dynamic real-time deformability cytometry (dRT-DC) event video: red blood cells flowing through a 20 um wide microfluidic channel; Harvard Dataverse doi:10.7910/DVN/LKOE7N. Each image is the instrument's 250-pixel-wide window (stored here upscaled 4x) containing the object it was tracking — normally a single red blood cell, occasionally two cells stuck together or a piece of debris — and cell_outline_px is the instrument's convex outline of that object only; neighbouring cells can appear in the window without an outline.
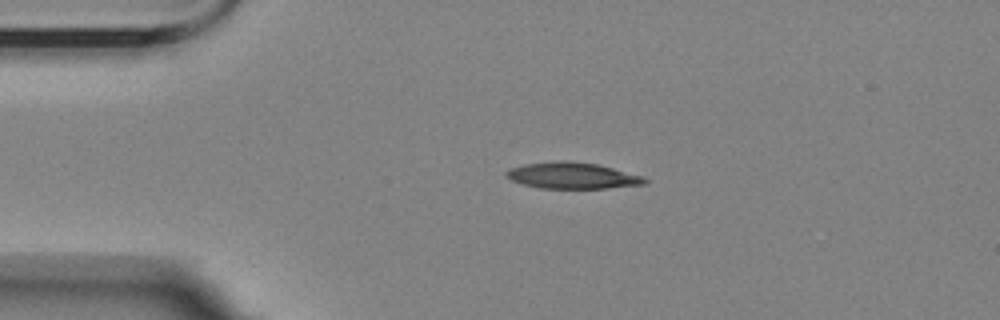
{"species": "Egyptian fruit bat (a non-hibernating species)", "species_latin": "Rousettus aegyptiacus", "temperature_condition": "room temperature", "stored_images_in_passage": 46, "camera_frame_rate_fps": 3000, "um_per_image_px": 0.085, "animal": {"sex": "female"}, "frame": {"image": 1, "passage_image": 1, "time_ms": 0.0, "image_size_px": [1000, 320], "cell_outline_px": [[648, 180], [644, 184], [608, 188], [540, 188], [524, 184], [512, 180], [504, 176], [504, 172], [512, 168], [524, 164], [556, 160], [564, 160], [596, 164], [644, 176]], "centroid_in_image_um": [48.63, 14.92], "position_along_channel_um": 36.4, "area_um2": 21.1}}
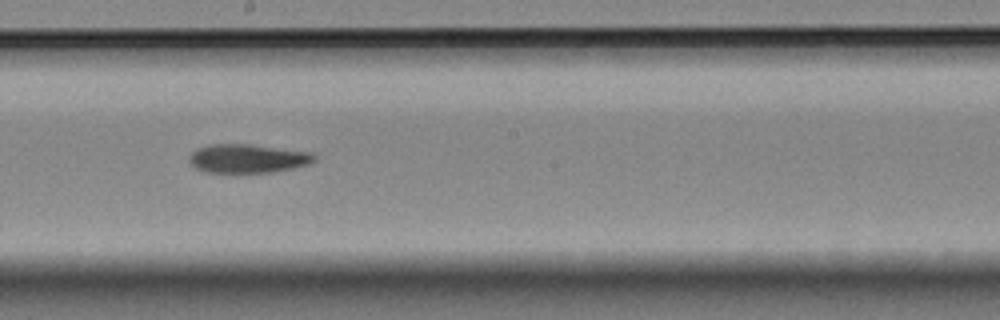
{"frame": {"image": 2, "passage_image": 20, "time_ms": 6.333, "image_size_px": [1000, 320], "cell_outline_px": [[316, 160], [308, 164], [292, 168], [272, 172], [204, 172], [196, 168], [188, 160], [188, 156], [196, 148], [208, 144], [248, 144], [312, 152], [316, 156]], "centroid_in_image_um": [21.03, 13.46], "position_along_channel_um": 227.2, "area_um2": 20.98}}
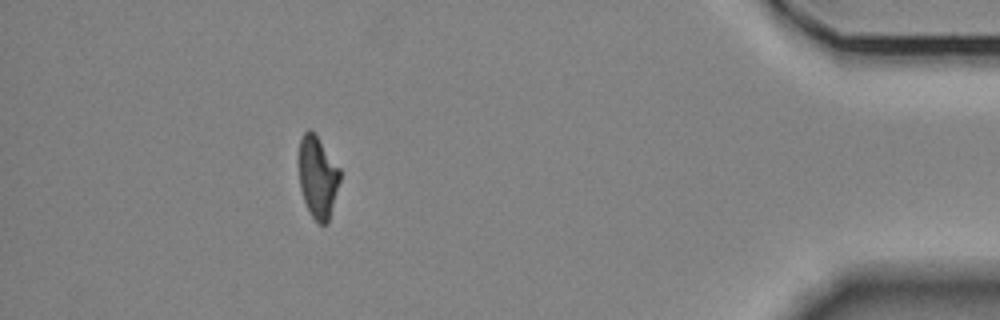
{"frame": {"image": 3, "passage_image": 40, "time_ms": 13.0, "image_size_px": [1000, 320], "cell_outline_px": [[340, 180], [328, 224], [320, 224], [312, 216], [304, 200], [300, 188], [300, 140], [304, 132], [308, 128], [316, 136], [340, 168]], "centroid_in_image_um": [27.02, 15.08], "position_along_channel_um": 408.2, "area_um2": 19.13}, "authors_computed_cell_mechanics": {"area_um2": 21.1259, "velocity_mm_per_s": 3.5041, "shape_relaxation_time_tau1_ms": 9.2384, "shape_relaxation_time_tau2_ms": null, "deformation_change_tau1": 0.2303, "deformation_change_tau2": null}}